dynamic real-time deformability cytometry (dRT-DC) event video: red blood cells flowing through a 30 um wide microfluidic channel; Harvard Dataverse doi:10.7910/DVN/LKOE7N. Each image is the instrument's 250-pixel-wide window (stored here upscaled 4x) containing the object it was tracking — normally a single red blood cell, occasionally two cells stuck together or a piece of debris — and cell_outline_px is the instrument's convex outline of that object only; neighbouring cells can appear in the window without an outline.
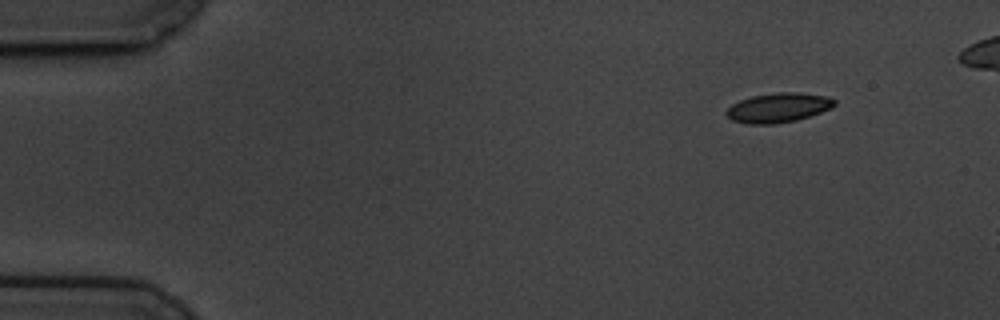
{"species": "common noctule bat (a hibernating species)", "species_latin": "Nyctalus noctula", "temperature_condition": "cold", "stored_images_in_passage": 9, "camera_frame_rate_fps": 3000, "um_per_image_px": 0.085, "animal": {"sex": "male", "body_mass_g": 19.5, "forearm_length_mm": 54.6}, "frame": {"image": 1, "passage_image": 1, "time_ms": 0.0, "image_size_px": [1000, 320], "cell_outline_px": [[836, 104], [832, 108], [796, 120], [776, 124], [748, 124], [732, 120], [724, 112], [732, 104], [740, 100], [752, 96], [776, 92], [796, 92], [828, 96], [836, 100]], "centroid_in_image_um": [66.16, 9.15], "position_along_channel_um": 18.8, "area_um2": 18.61}}